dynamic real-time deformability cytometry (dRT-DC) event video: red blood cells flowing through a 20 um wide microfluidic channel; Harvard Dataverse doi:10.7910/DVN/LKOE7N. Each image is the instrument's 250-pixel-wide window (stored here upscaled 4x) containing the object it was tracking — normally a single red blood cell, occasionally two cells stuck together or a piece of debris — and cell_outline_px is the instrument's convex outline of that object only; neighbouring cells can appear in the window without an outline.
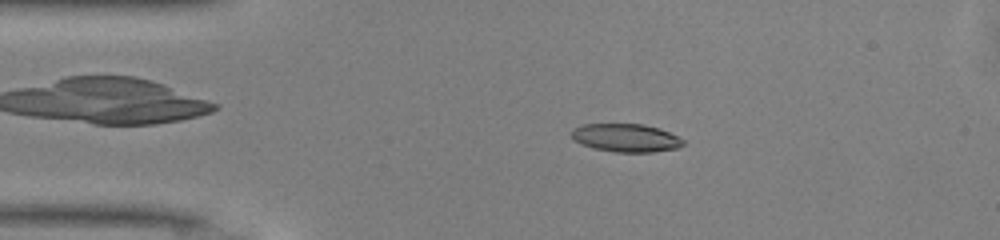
{"species": "common noctule bat (a hibernating species)", "species_latin": "Nyctalus noctula", "temperature_condition": "warm", "stored_images_in_passage": 43, "camera_frame_rate_fps": 3000, "um_per_image_px": 0.085, "animal": {"sex": "male", "body_mass_g": 13.0, "forearm_length_mm": 53.1}, "frame": {"image": 1, "passage_image": 4, "time_ms": 1.0, "image_size_px": [1000, 240], "cell_outline_px": [[684, 144], [676, 148], [652, 152], [616, 152], [592, 148], [576, 140], [572, 136], [572, 132], [576, 128], [584, 124], [644, 124], [660, 128], [684, 140]], "centroid_in_image_um": [53.24, 11.71], "position_along_channel_um": 31.8, "area_um2": 18.03}}
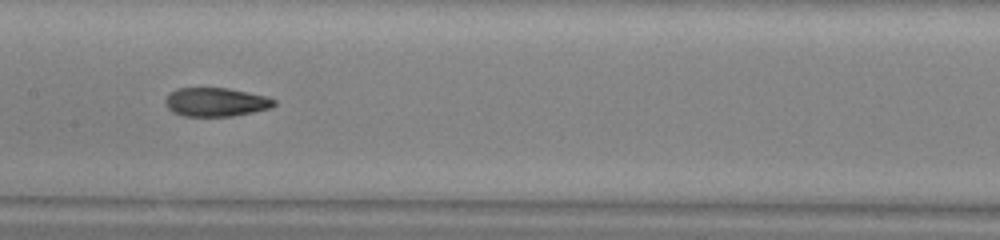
{"frame": {"image": 2, "passage_image": 18, "time_ms": 5.667, "image_size_px": [1000, 240], "cell_outline_px": [[276, 104], [272, 108], [232, 116], [184, 116], [172, 112], [168, 108], [164, 100], [168, 92], [176, 88], [228, 88], [268, 96], [276, 100]], "centroid_in_image_um": [18.34, 8.67], "position_along_channel_um": 189.1, "area_um2": 18.44}}
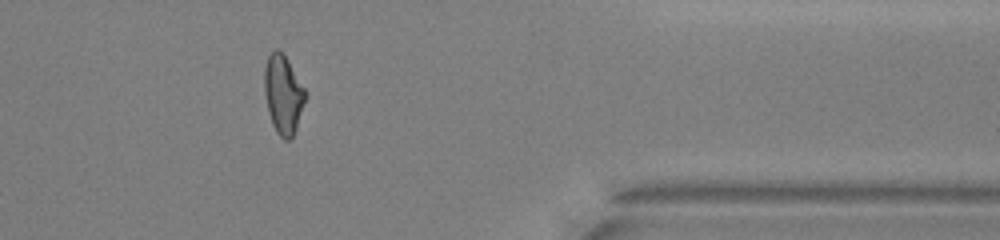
{"frame": {"image": 3, "passage_image": 34, "time_ms": 11.0, "image_size_px": [1000, 240], "cell_outline_px": [[304, 100], [296, 128], [292, 136], [288, 140], [284, 140], [276, 132], [272, 124], [268, 112], [264, 92], [264, 68], [268, 56], [276, 48], [280, 48], [284, 52], [304, 88]], "centroid_in_image_um": [24.03, 7.97], "position_along_channel_um": 387.4, "area_um2": 18.61}, "authors_computed_cell_mechanics": {"area_um2": 18.6694, "velocity_mm_per_s": 4.1971, "shape_relaxation_time_tau1_ms": 6.6546, "shape_relaxation_time_tau2_ms": 2.0676, "deformation_change_tau1": 0.231, "deformation_change_tau2": 0.0927}}